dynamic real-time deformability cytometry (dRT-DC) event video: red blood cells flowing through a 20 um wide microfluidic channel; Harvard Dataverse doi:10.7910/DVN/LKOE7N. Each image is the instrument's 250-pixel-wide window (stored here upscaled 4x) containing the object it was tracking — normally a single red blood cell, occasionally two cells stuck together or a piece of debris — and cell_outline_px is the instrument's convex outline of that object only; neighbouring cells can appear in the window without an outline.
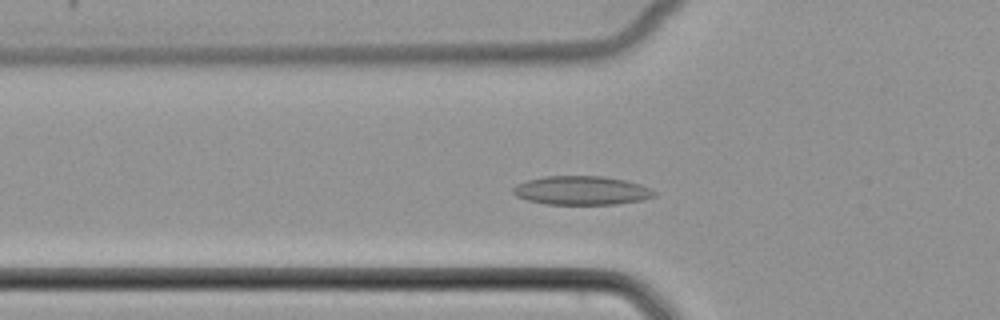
{"species": "common noctule bat (a hibernating species)", "species_latin": "Nyctalus noctula", "temperature_condition": "cold", "stored_images_in_passage": 47, "camera_frame_rate_fps": 3000, "um_per_image_px": 0.085, "animal": {"sex": "female", "body_mass_g": 22.7, "forearm_length_mm": 54.2}, "frame": {"image": 1, "passage_image": 13, "time_ms": 4.0, "image_size_px": [1000, 320], "cell_outline_px": [[656, 196], [640, 200], [616, 204], [544, 204], [528, 200], [516, 196], [512, 192], [512, 188], [516, 184], [528, 180], [544, 176], [604, 176], [624, 180], [640, 184], [656, 192]], "centroid_in_image_um": [49.4, 16.19], "position_along_channel_um": 76.4, "area_um2": 23.64}}
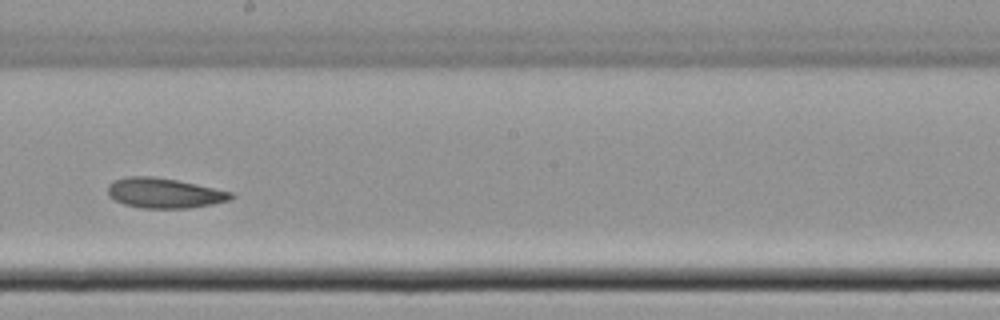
{"frame": {"image": 2, "passage_image": 25, "time_ms": 8.0, "image_size_px": [1000, 320], "cell_outline_px": [[236, 196], [232, 200], [212, 204], [188, 208], [140, 208], [124, 204], [108, 196], [108, 184], [112, 180], [128, 176], [152, 176], [176, 180], [196, 184], [232, 192]], "centroid_in_image_um": [13.96, 16.41], "position_along_channel_um": 234.2, "area_um2": 21.68}}
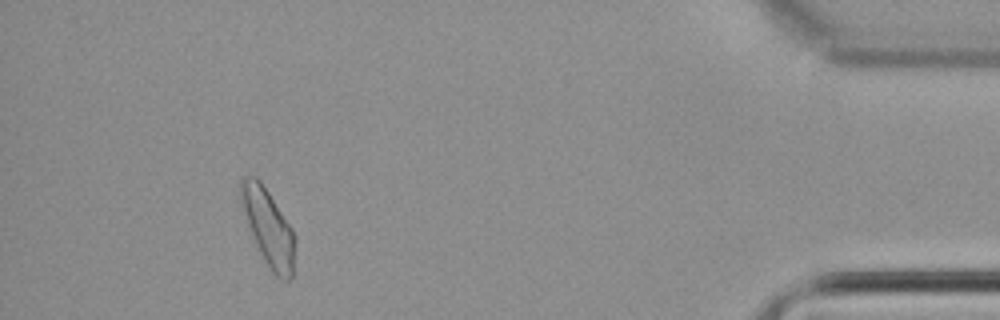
{"frame": {"image": 3, "passage_image": 43, "time_ms": 14.0, "image_size_px": [1000, 320], "cell_outline_px": [[296, 240], [292, 276], [288, 280], [280, 280], [272, 272], [264, 260], [256, 244], [240, 204], [240, 176], [256, 176], [260, 180], [292, 228]], "centroid_in_image_um": [22.8, 19.32], "position_along_channel_um": 412.4, "area_um2": 24.04}}